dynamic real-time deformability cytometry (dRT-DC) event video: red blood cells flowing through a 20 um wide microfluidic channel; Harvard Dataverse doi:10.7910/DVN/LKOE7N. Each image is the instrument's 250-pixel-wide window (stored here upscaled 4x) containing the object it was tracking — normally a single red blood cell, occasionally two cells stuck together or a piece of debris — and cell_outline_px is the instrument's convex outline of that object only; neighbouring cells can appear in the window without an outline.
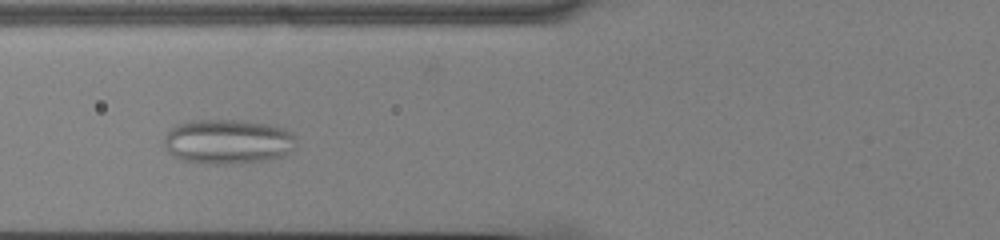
{"species": "common noctule bat (a hibernating species)", "species_latin": "Nyctalus noctula", "temperature_condition": "cold", "stored_images_in_passage": 39, "camera_frame_rate_fps": 3000, "um_per_image_px": 0.085, "animal": {"sex": "male", "body_mass_g": 13.0, "forearm_length_mm": 53.1}, "frame": {"image": 1, "passage_image": 6, "time_ms": 1.667, "image_size_px": [1000, 240], "cell_outline_px": [[296, 148], [284, 156], [264, 160], [240, 164], [204, 164], [180, 160], [168, 152], [164, 144], [164, 136], [168, 128], [176, 124], [188, 120], [236, 120], [268, 124], [284, 128], [292, 132], [296, 136]], "centroid_in_image_um": [19.35, 12.04], "position_along_channel_um": 106.4, "area_um2": 35.2}}
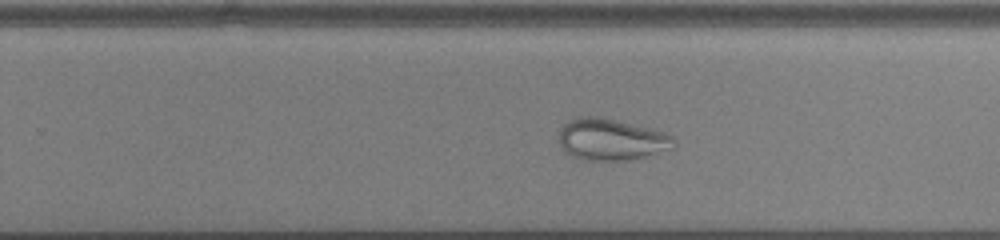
{"frame": {"image": 2, "passage_image": 20, "time_ms": 6.333, "image_size_px": [1000, 240], "cell_outline_px": [[676, 144], [668, 148], [636, 160], [584, 160], [572, 156], [564, 152], [560, 148], [556, 136], [560, 128], [568, 120], [580, 116], [600, 116], [664, 132], [672, 136], [676, 140]], "centroid_in_image_um": [51.86, 11.86], "position_along_channel_um": 277.9, "area_um2": 28.15}}
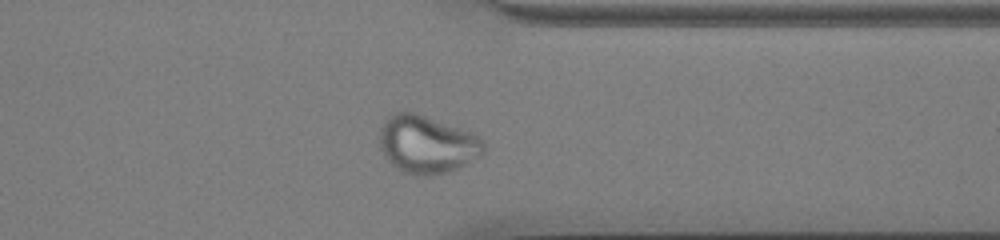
{"frame": {"image": 3, "passage_image": 28, "time_ms": 9.0, "image_size_px": [1000, 240], "cell_outline_px": [[484, 152], [464, 164], [448, 172], [432, 176], [416, 176], [400, 172], [384, 156], [380, 148], [380, 128], [384, 120], [392, 112], [412, 112], [476, 132], [484, 140]], "centroid_in_image_um": [36.28, 12.27], "position_along_channel_um": 375.1, "area_um2": 35.43}}